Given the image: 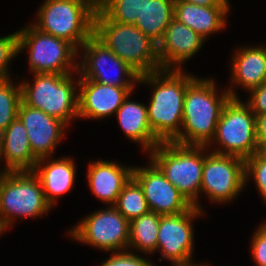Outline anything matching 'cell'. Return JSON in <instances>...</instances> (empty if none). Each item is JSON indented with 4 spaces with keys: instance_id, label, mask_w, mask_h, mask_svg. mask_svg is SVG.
Returning <instances> with one entry per match:
<instances>
[{
    "instance_id": "6da1fadb",
    "label": "cell",
    "mask_w": 266,
    "mask_h": 266,
    "mask_svg": "<svg viewBox=\"0 0 266 266\" xmlns=\"http://www.w3.org/2000/svg\"><path fill=\"white\" fill-rule=\"evenodd\" d=\"M195 78L177 69H160L141 75L139 83L150 84L153 92L147 107L149 126L160 142H173L180 133L187 85Z\"/></svg>"
},
{
    "instance_id": "7a4b0ae2",
    "label": "cell",
    "mask_w": 266,
    "mask_h": 266,
    "mask_svg": "<svg viewBox=\"0 0 266 266\" xmlns=\"http://www.w3.org/2000/svg\"><path fill=\"white\" fill-rule=\"evenodd\" d=\"M216 87L213 79L198 77L187 85L183 122L174 143L210 147L223 107L230 98H238L231 87L220 95Z\"/></svg>"
},
{
    "instance_id": "3957f363",
    "label": "cell",
    "mask_w": 266,
    "mask_h": 266,
    "mask_svg": "<svg viewBox=\"0 0 266 266\" xmlns=\"http://www.w3.org/2000/svg\"><path fill=\"white\" fill-rule=\"evenodd\" d=\"M94 35L140 76L161 69L158 44L135 25L111 20L99 7L94 18Z\"/></svg>"
},
{
    "instance_id": "277c9868",
    "label": "cell",
    "mask_w": 266,
    "mask_h": 266,
    "mask_svg": "<svg viewBox=\"0 0 266 266\" xmlns=\"http://www.w3.org/2000/svg\"><path fill=\"white\" fill-rule=\"evenodd\" d=\"M96 0H44L37 12L40 31L64 39L78 51L94 34Z\"/></svg>"
},
{
    "instance_id": "5b68a950",
    "label": "cell",
    "mask_w": 266,
    "mask_h": 266,
    "mask_svg": "<svg viewBox=\"0 0 266 266\" xmlns=\"http://www.w3.org/2000/svg\"><path fill=\"white\" fill-rule=\"evenodd\" d=\"M151 160L187 201L200 211L199 198L204 164V146L161 142L151 152Z\"/></svg>"
},
{
    "instance_id": "8992f818",
    "label": "cell",
    "mask_w": 266,
    "mask_h": 266,
    "mask_svg": "<svg viewBox=\"0 0 266 266\" xmlns=\"http://www.w3.org/2000/svg\"><path fill=\"white\" fill-rule=\"evenodd\" d=\"M33 84L21 82L22 101L69 126L78 118V95L73 74L34 73ZM77 84V85H76Z\"/></svg>"
},
{
    "instance_id": "52a82bcc",
    "label": "cell",
    "mask_w": 266,
    "mask_h": 266,
    "mask_svg": "<svg viewBox=\"0 0 266 266\" xmlns=\"http://www.w3.org/2000/svg\"><path fill=\"white\" fill-rule=\"evenodd\" d=\"M221 149L211 152L236 156L247 160L260 151L256 137V117L249 106L240 98H230L223 107L210 143Z\"/></svg>"
},
{
    "instance_id": "ba28073f",
    "label": "cell",
    "mask_w": 266,
    "mask_h": 266,
    "mask_svg": "<svg viewBox=\"0 0 266 266\" xmlns=\"http://www.w3.org/2000/svg\"><path fill=\"white\" fill-rule=\"evenodd\" d=\"M39 178L33 171L7 172L0 183V223L7 229L19 217L50 211Z\"/></svg>"
},
{
    "instance_id": "9c48e42d",
    "label": "cell",
    "mask_w": 266,
    "mask_h": 266,
    "mask_svg": "<svg viewBox=\"0 0 266 266\" xmlns=\"http://www.w3.org/2000/svg\"><path fill=\"white\" fill-rule=\"evenodd\" d=\"M26 48L29 49L28 60L32 74H73V70L78 72V63L74 58L79 51L68 41L44 33L33 24L18 31V52Z\"/></svg>"
},
{
    "instance_id": "30bf717a",
    "label": "cell",
    "mask_w": 266,
    "mask_h": 266,
    "mask_svg": "<svg viewBox=\"0 0 266 266\" xmlns=\"http://www.w3.org/2000/svg\"><path fill=\"white\" fill-rule=\"evenodd\" d=\"M108 207L82 219L69 231L70 238L104 251L128 250L129 221L114 206Z\"/></svg>"
},
{
    "instance_id": "8fae6325",
    "label": "cell",
    "mask_w": 266,
    "mask_h": 266,
    "mask_svg": "<svg viewBox=\"0 0 266 266\" xmlns=\"http://www.w3.org/2000/svg\"><path fill=\"white\" fill-rule=\"evenodd\" d=\"M206 148L200 193L204 192L215 203L233 201L246 185L245 160L214 152L208 154Z\"/></svg>"
},
{
    "instance_id": "7c38bea8",
    "label": "cell",
    "mask_w": 266,
    "mask_h": 266,
    "mask_svg": "<svg viewBox=\"0 0 266 266\" xmlns=\"http://www.w3.org/2000/svg\"><path fill=\"white\" fill-rule=\"evenodd\" d=\"M80 48L83 50L81 62L78 63L80 78L116 87H134L135 82L139 83L140 75L94 34ZM113 69L117 71L111 77Z\"/></svg>"
},
{
    "instance_id": "4fadbf2b",
    "label": "cell",
    "mask_w": 266,
    "mask_h": 266,
    "mask_svg": "<svg viewBox=\"0 0 266 266\" xmlns=\"http://www.w3.org/2000/svg\"><path fill=\"white\" fill-rule=\"evenodd\" d=\"M195 206L176 215H160L157 251L172 263L192 260L194 230L192 220L202 215Z\"/></svg>"
},
{
    "instance_id": "5bb4252c",
    "label": "cell",
    "mask_w": 266,
    "mask_h": 266,
    "mask_svg": "<svg viewBox=\"0 0 266 266\" xmlns=\"http://www.w3.org/2000/svg\"><path fill=\"white\" fill-rule=\"evenodd\" d=\"M132 177L142 187L150 211L159 215H176L192 207L151 160L147 167L134 166Z\"/></svg>"
},
{
    "instance_id": "9a60e30c",
    "label": "cell",
    "mask_w": 266,
    "mask_h": 266,
    "mask_svg": "<svg viewBox=\"0 0 266 266\" xmlns=\"http://www.w3.org/2000/svg\"><path fill=\"white\" fill-rule=\"evenodd\" d=\"M18 118L27 130L33 156L37 160L52 158L53 151L64 137L67 125L40 109L26 105L23 101L19 107Z\"/></svg>"
},
{
    "instance_id": "2e32d148",
    "label": "cell",
    "mask_w": 266,
    "mask_h": 266,
    "mask_svg": "<svg viewBox=\"0 0 266 266\" xmlns=\"http://www.w3.org/2000/svg\"><path fill=\"white\" fill-rule=\"evenodd\" d=\"M78 118L102 119L115 114L134 87H116L79 78Z\"/></svg>"
},
{
    "instance_id": "e0dca14e",
    "label": "cell",
    "mask_w": 266,
    "mask_h": 266,
    "mask_svg": "<svg viewBox=\"0 0 266 266\" xmlns=\"http://www.w3.org/2000/svg\"><path fill=\"white\" fill-rule=\"evenodd\" d=\"M204 41L202 36L174 18L158 43L161 69L181 70V64L198 53Z\"/></svg>"
},
{
    "instance_id": "ac0fdd59",
    "label": "cell",
    "mask_w": 266,
    "mask_h": 266,
    "mask_svg": "<svg viewBox=\"0 0 266 266\" xmlns=\"http://www.w3.org/2000/svg\"><path fill=\"white\" fill-rule=\"evenodd\" d=\"M87 170V181L92 193L98 199L113 206L123 186L132 177L133 167L99 160L90 163Z\"/></svg>"
},
{
    "instance_id": "d6986e66",
    "label": "cell",
    "mask_w": 266,
    "mask_h": 266,
    "mask_svg": "<svg viewBox=\"0 0 266 266\" xmlns=\"http://www.w3.org/2000/svg\"><path fill=\"white\" fill-rule=\"evenodd\" d=\"M37 161L33 173L39 178L47 203L53 207L56 199L69 192L76 177V165L71 158ZM45 161V162H44Z\"/></svg>"
},
{
    "instance_id": "ffe728a7",
    "label": "cell",
    "mask_w": 266,
    "mask_h": 266,
    "mask_svg": "<svg viewBox=\"0 0 266 266\" xmlns=\"http://www.w3.org/2000/svg\"><path fill=\"white\" fill-rule=\"evenodd\" d=\"M230 6H199L179 0L174 3V18L184 23L205 40L223 30Z\"/></svg>"
},
{
    "instance_id": "44dd1931",
    "label": "cell",
    "mask_w": 266,
    "mask_h": 266,
    "mask_svg": "<svg viewBox=\"0 0 266 266\" xmlns=\"http://www.w3.org/2000/svg\"><path fill=\"white\" fill-rule=\"evenodd\" d=\"M3 158L6 172L33 171L38 161L33 156L27 130L19 118L3 131Z\"/></svg>"
},
{
    "instance_id": "7402d4cb",
    "label": "cell",
    "mask_w": 266,
    "mask_h": 266,
    "mask_svg": "<svg viewBox=\"0 0 266 266\" xmlns=\"http://www.w3.org/2000/svg\"><path fill=\"white\" fill-rule=\"evenodd\" d=\"M124 99L122 105L117 109L116 116L125 136L142 145L145 151L151 152L161 143L153 134L147 117V105L129 100V96Z\"/></svg>"
},
{
    "instance_id": "603a6c76",
    "label": "cell",
    "mask_w": 266,
    "mask_h": 266,
    "mask_svg": "<svg viewBox=\"0 0 266 266\" xmlns=\"http://www.w3.org/2000/svg\"><path fill=\"white\" fill-rule=\"evenodd\" d=\"M232 58V84L241 85L249 91L266 81V48L241 47Z\"/></svg>"
},
{
    "instance_id": "cb8c5ba5",
    "label": "cell",
    "mask_w": 266,
    "mask_h": 266,
    "mask_svg": "<svg viewBox=\"0 0 266 266\" xmlns=\"http://www.w3.org/2000/svg\"><path fill=\"white\" fill-rule=\"evenodd\" d=\"M174 19V3L169 0H146L135 26L155 43H159Z\"/></svg>"
},
{
    "instance_id": "d4e9b609",
    "label": "cell",
    "mask_w": 266,
    "mask_h": 266,
    "mask_svg": "<svg viewBox=\"0 0 266 266\" xmlns=\"http://www.w3.org/2000/svg\"><path fill=\"white\" fill-rule=\"evenodd\" d=\"M160 215L149 211L129 222L128 249L139 250L145 254L157 252V235ZM131 247V248H130Z\"/></svg>"
},
{
    "instance_id": "484cf974",
    "label": "cell",
    "mask_w": 266,
    "mask_h": 266,
    "mask_svg": "<svg viewBox=\"0 0 266 266\" xmlns=\"http://www.w3.org/2000/svg\"><path fill=\"white\" fill-rule=\"evenodd\" d=\"M129 222L150 211L139 183L131 177L113 205Z\"/></svg>"
},
{
    "instance_id": "4316f807",
    "label": "cell",
    "mask_w": 266,
    "mask_h": 266,
    "mask_svg": "<svg viewBox=\"0 0 266 266\" xmlns=\"http://www.w3.org/2000/svg\"><path fill=\"white\" fill-rule=\"evenodd\" d=\"M146 0H99L98 7L113 21L134 25Z\"/></svg>"
},
{
    "instance_id": "83f0119b",
    "label": "cell",
    "mask_w": 266,
    "mask_h": 266,
    "mask_svg": "<svg viewBox=\"0 0 266 266\" xmlns=\"http://www.w3.org/2000/svg\"><path fill=\"white\" fill-rule=\"evenodd\" d=\"M21 102V84L14 85L10 79L0 81V131L3 132L12 121L18 118Z\"/></svg>"
},
{
    "instance_id": "f1b7e54d",
    "label": "cell",
    "mask_w": 266,
    "mask_h": 266,
    "mask_svg": "<svg viewBox=\"0 0 266 266\" xmlns=\"http://www.w3.org/2000/svg\"><path fill=\"white\" fill-rule=\"evenodd\" d=\"M252 177L259 194L266 201V154L260 150L245 161V182ZM248 177V178H247Z\"/></svg>"
},
{
    "instance_id": "f546056e",
    "label": "cell",
    "mask_w": 266,
    "mask_h": 266,
    "mask_svg": "<svg viewBox=\"0 0 266 266\" xmlns=\"http://www.w3.org/2000/svg\"><path fill=\"white\" fill-rule=\"evenodd\" d=\"M18 54V31L0 37V81L10 79L8 65Z\"/></svg>"
},
{
    "instance_id": "4dcf8cb0",
    "label": "cell",
    "mask_w": 266,
    "mask_h": 266,
    "mask_svg": "<svg viewBox=\"0 0 266 266\" xmlns=\"http://www.w3.org/2000/svg\"><path fill=\"white\" fill-rule=\"evenodd\" d=\"M100 266H154L149 260L133 254L131 250L112 252Z\"/></svg>"
},
{
    "instance_id": "1f68e13d",
    "label": "cell",
    "mask_w": 266,
    "mask_h": 266,
    "mask_svg": "<svg viewBox=\"0 0 266 266\" xmlns=\"http://www.w3.org/2000/svg\"><path fill=\"white\" fill-rule=\"evenodd\" d=\"M251 253L257 266H266V221L259 225L252 236Z\"/></svg>"
},
{
    "instance_id": "d6a6232c",
    "label": "cell",
    "mask_w": 266,
    "mask_h": 266,
    "mask_svg": "<svg viewBox=\"0 0 266 266\" xmlns=\"http://www.w3.org/2000/svg\"><path fill=\"white\" fill-rule=\"evenodd\" d=\"M248 92L251 93V97L246 101V104L252 112L255 115L266 112V81Z\"/></svg>"
},
{
    "instance_id": "836d02e7",
    "label": "cell",
    "mask_w": 266,
    "mask_h": 266,
    "mask_svg": "<svg viewBox=\"0 0 266 266\" xmlns=\"http://www.w3.org/2000/svg\"><path fill=\"white\" fill-rule=\"evenodd\" d=\"M256 137L260 150L266 147V112L255 115Z\"/></svg>"
},
{
    "instance_id": "e575fe53",
    "label": "cell",
    "mask_w": 266,
    "mask_h": 266,
    "mask_svg": "<svg viewBox=\"0 0 266 266\" xmlns=\"http://www.w3.org/2000/svg\"><path fill=\"white\" fill-rule=\"evenodd\" d=\"M199 6H230L228 0H182Z\"/></svg>"
},
{
    "instance_id": "d590c367",
    "label": "cell",
    "mask_w": 266,
    "mask_h": 266,
    "mask_svg": "<svg viewBox=\"0 0 266 266\" xmlns=\"http://www.w3.org/2000/svg\"><path fill=\"white\" fill-rule=\"evenodd\" d=\"M192 262H193L192 260L187 261V262H176V263H173L172 265L173 266H203L199 264L196 265L194 262L193 263ZM204 266H208V265L204 264Z\"/></svg>"
},
{
    "instance_id": "8d00e7d4",
    "label": "cell",
    "mask_w": 266,
    "mask_h": 266,
    "mask_svg": "<svg viewBox=\"0 0 266 266\" xmlns=\"http://www.w3.org/2000/svg\"><path fill=\"white\" fill-rule=\"evenodd\" d=\"M3 158V132L0 131V160Z\"/></svg>"
},
{
    "instance_id": "74e56055",
    "label": "cell",
    "mask_w": 266,
    "mask_h": 266,
    "mask_svg": "<svg viewBox=\"0 0 266 266\" xmlns=\"http://www.w3.org/2000/svg\"><path fill=\"white\" fill-rule=\"evenodd\" d=\"M5 229L6 228L4 227V225L2 223H0V236L5 231Z\"/></svg>"
},
{
    "instance_id": "f35d334b",
    "label": "cell",
    "mask_w": 266,
    "mask_h": 266,
    "mask_svg": "<svg viewBox=\"0 0 266 266\" xmlns=\"http://www.w3.org/2000/svg\"><path fill=\"white\" fill-rule=\"evenodd\" d=\"M6 173H7L6 171H2V172L0 171V183H1L3 177L5 176Z\"/></svg>"
},
{
    "instance_id": "ab89813d",
    "label": "cell",
    "mask_w": 266,
    "mask_h": 266,
    "mask_svg": "<svg viewBox=\"0 0 266 266\" xmlns=\"http://www.w3.org/2000/svg\"><path fill=\"white\" fill-rule=\"evenodd\" d=\"M169 1H171V2L175 3V2H177V1H179V0H169Z\"/></svg>"
},
{
    "instance_id": "60d3db41",
    "label": "cell",
    "mask_w": 266,
    "mask_h": 266,
    "mask_svg": "<svg viewBox=\"0 0 266 266\" xmlns=\"http://www.w3.org/2000/svg\"><path fill=\"white\" fill-rule=\"evenodd\" d=\"M262 151L266 154V147Z\"/></svg>"
}]
</instances>
